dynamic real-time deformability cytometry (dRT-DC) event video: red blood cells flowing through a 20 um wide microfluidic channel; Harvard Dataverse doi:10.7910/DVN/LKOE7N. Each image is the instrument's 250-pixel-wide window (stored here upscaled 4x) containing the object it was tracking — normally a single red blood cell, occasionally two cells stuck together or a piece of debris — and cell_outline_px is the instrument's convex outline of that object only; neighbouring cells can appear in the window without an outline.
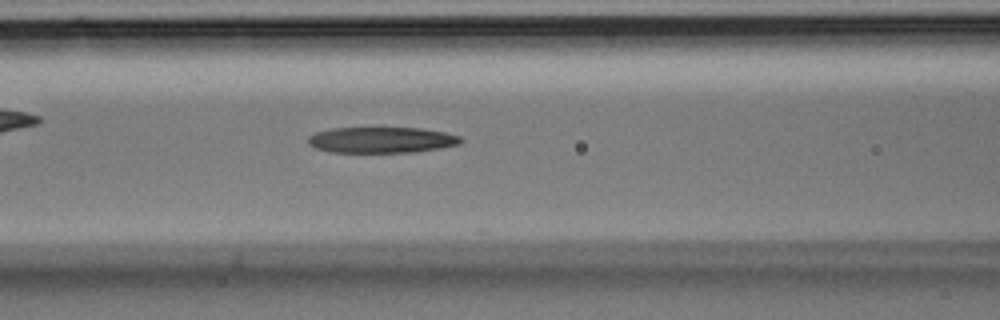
{"species": "Egyptian fruit bat (a non-hibernating species)", "species_latin": "Rousettus aegyptiacus", "temperature_condition": "room temperature", "stored_images_in_passage": 23, "camera_frame_rate_fps": 3000, "um_per_image_px": 0.085, "animal": {"sex": "male"}, "frame": {"image": 1, "passage_image": 6, "time_ms": 1.667, "image_size_px": [1000, 320], "cell_outline_px": [[464, 140], [460, 144], [440, 148], [412, 152], [332, 152], [316, 148], [308, 144], [308, 136], [316, 132], [332, 128], [420, 128], [444, 132], [460, 136]], "centroid_in_image_um": [32.44, 11.89], "position_along_channel_um": 134.2, "area_um2": 23.0}}
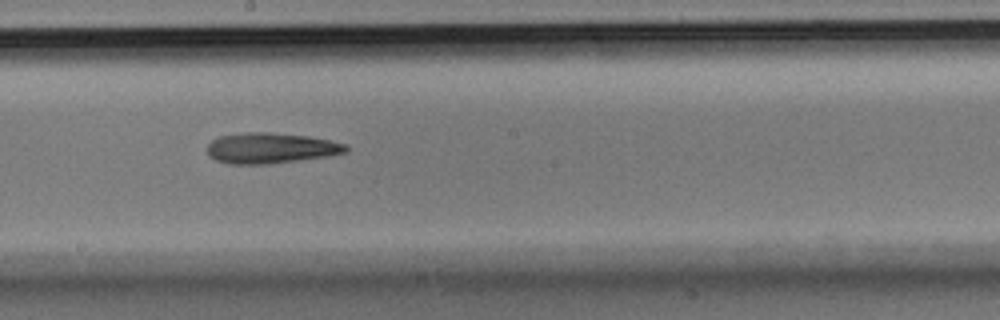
{"frame": {"image": 2, "passage_image": 11, "time_ms": 3.333, "image_size_px": [1000, 320], "cell_outline_px": [[348, 152], [324, 156], [272, 164], [228, 164], [216, 160], [208, 156], [208, 144], [212, 140], [220, 136], [248, 132], [268, 132], [308, 136], [348, 144]], "centroid_in_image_um": [23.0, 12.59], "position_along_channel_um": 225.2, "area_um2": 24.68}}
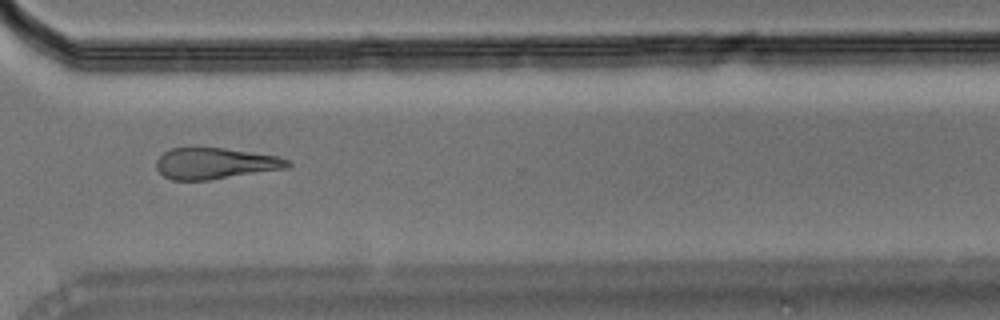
{"frame": {"image": 3, "passage_image": 18, "time_ms": 5.667, "image_size_px": [1000, 320], "cell_outline_px": [[292, 164], [288, 168], [208, 180], [172, 180], [164, 176], [156, 168], [156, 160], [164, 152], [172, 148], [224, 148], [276, 156], [292, 160]], "centroid_in_image_um": [18.31, 13.9], "position_along_channel_um": 352.3, "area_um2": 23.76}}